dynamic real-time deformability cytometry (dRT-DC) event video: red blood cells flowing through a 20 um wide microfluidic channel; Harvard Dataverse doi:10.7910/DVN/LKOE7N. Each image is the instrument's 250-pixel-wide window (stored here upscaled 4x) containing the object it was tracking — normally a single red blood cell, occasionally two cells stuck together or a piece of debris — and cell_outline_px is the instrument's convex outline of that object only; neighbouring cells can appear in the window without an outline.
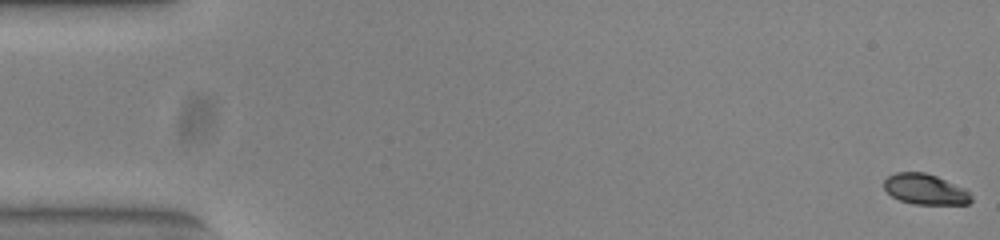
{"species": "common noctule bat (a hibernating species)", "species_latin": "Nyctalus noctula", "temperature_condition": "warm", "stored_images_in_passage": 54, "camera_frame_rate_fps": 3000, "um_per_image_px": 0.085, "animal": {"sex": "female", "body_mass_g": 23.0, "forearm_length_mm": 53.4}, "frame": {"image": 1, "passage_image": 1, "time_ms": 0.0, "image_size_px": [1000, 240], "cell_outline_px": [[972, 200], [968, 204], [912, 204], [900, 200], [892, 196], [884, 188], [884, 180], [888, 176], [896, 172], [924, 172], [936, 176], [964, 188], [972, 196]], "centroid_in_image_um": [78.63, 16.09], "position_along_channel_um": 6.4, "area_um2": 15.43}}
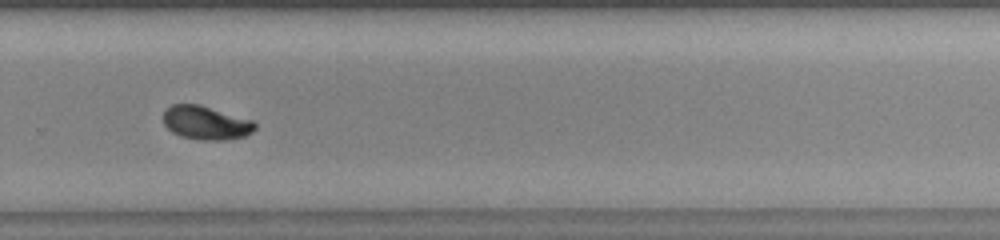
{"frame": {"image": 2, "passage_image": 37, "time_ms": 12.0, "image_size_px": [1000, 240], "cell_outline_px": [[256, 128], [252, 132], [244, 136], [224, 140], [200, 140], [180, 136], [172, 132], [164, 124], [164, 112], [172, 104], [200, 104], [252, 120], [256, 124]], "centroid_in_image_um": [17.5, 10.44], "position_along_channel_um": 312.3, "area_um2": 17.92}}
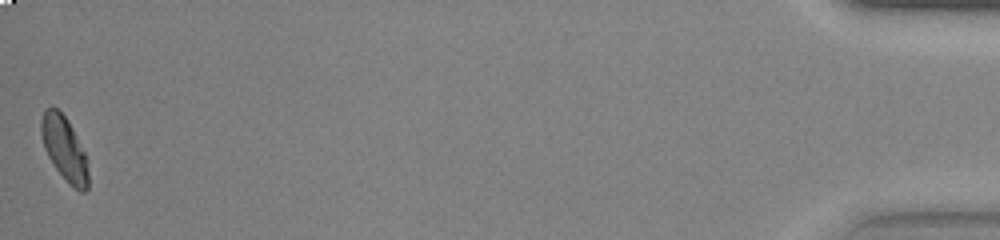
{"frame": {"image": 3, "passage_image": 54, "time_ms": 17.667, "image_size_px": [1000, 240], "cell_outline_px": [[88, 188], [84, 192], [80, 192], [72, 188], [56, 168], [48, 156], [44, 148], [40, 132], [40, 120], [44, 108], [52, 104], [68, 120], [84, 152], [88, 172]], "centroid_in_image_um": [5.44, 12.61], "position_along_channel_um": 429.8, "area_um2": 17.63}, "authors_computed_cell_mechanics": {"area_um2": 17.34, "velocity_mm_per_s": 3.8292, "shape_relaxation_time_tau1_ms": 2.5448, "shape_relaxation_time_tau2_ms": 0.5773, "deformation_change_tau1": 0.1354, "deformation_change_tau2": 0.0363}}